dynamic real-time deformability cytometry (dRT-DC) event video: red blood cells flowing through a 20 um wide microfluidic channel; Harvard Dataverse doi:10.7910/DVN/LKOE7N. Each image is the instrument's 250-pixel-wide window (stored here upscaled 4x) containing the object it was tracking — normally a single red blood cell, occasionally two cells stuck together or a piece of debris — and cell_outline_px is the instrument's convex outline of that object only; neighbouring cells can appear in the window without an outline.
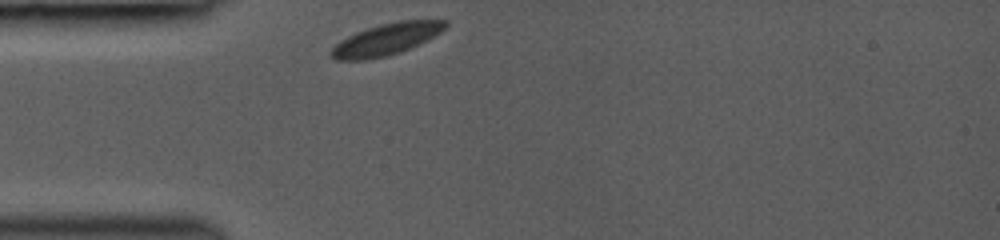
{"species": "common noctule bat (a hibernating species)", "species_latin": "Nyctalus noctula", "temperature_condition": "room temperature", "stored_images_in_passage": 29, "camera_frame_rate_fps": 3000, "um_per_image_px": 0.085, "animal": {"sex": "female", "body_mass_g": 19.0, "forearm_length_mm": 53.3}, "frame": {"image": 1, "passage_image": 1, "time_ms": 0.0, "image_size_px": [1000, 240], "cell_outline_px": [[448, 24], [440, 32], [400, 52], [388, 56], [364, 60], [336, 60], [328, 56], [328, 52], [340, 40], [356, 32], [380, 24], [396, 20], [448, 20]], "centroid_in_image_um": [32.76, 3.34], "position_along_channel_um": 52.2, "area_um2": 20.92}}
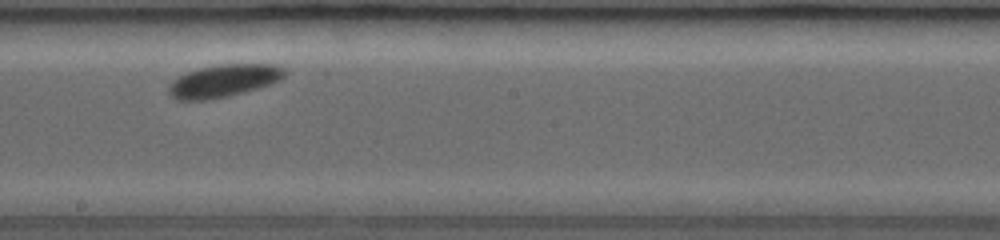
{"frame": {"image": 2, "passage_image": 15, "time_ms": 4.667, "image_size_px": [1000, 240], "cell_outline_px": [[284, 76], [280, 80], [272, 84], [244, 92], [228, 96], [208, 100], [176, 100], [168, 92], [168, 84], [176, 76], [200, 68], [220, 64], [280, 64], [284, 68]], "centroid_in_image_um": [19.0, 6.87], "position_along_channel_um": 229.2, "area_um2": 22.2}}
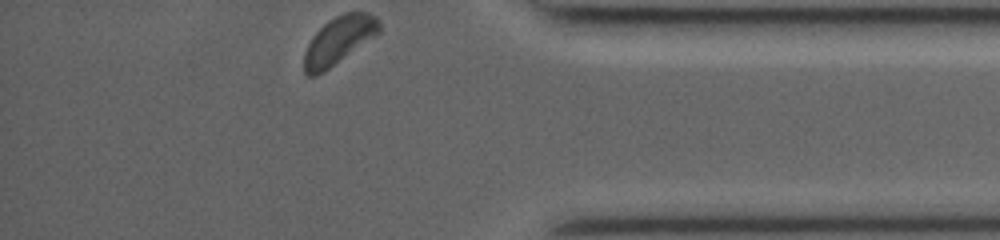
{"frame": {"image": 3, "passage_image": 29, "time_ms": 9.333, "image_size_px": [1000, 240], "cell_outline_px": [[380, 32], [376, 36], [324, 72], [316, 76], [308, 76], [304, 72], [304, 52], [312, 36], [328, 20], [344, 12], [368, 12], [376, 16], [380, 20]], "centroid_in_image_um": [28.81, 3.43], "position_along_channel_um": 406.4, "area_um2": 21.04}}